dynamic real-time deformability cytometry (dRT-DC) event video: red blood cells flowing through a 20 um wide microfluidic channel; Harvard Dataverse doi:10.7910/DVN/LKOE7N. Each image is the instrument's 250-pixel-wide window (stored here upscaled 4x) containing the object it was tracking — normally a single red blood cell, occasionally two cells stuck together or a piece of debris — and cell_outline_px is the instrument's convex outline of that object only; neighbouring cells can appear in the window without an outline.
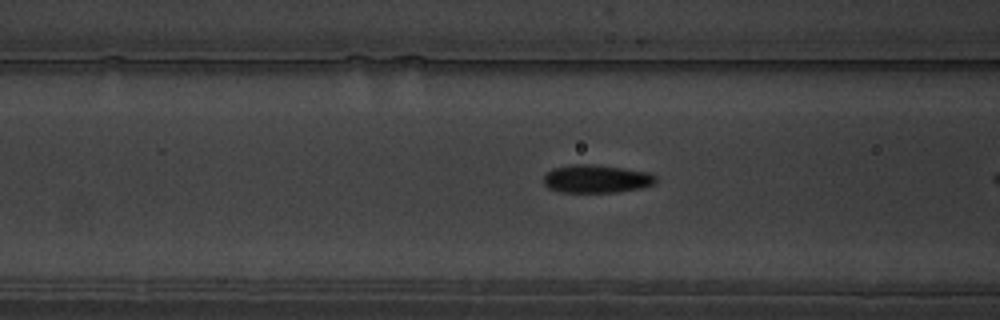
{"species": "common noctule bat (a hibernating species)", "species_latin": "Nyctalus noctula", "temperature_condition": "warm", "stored_images_in_passage": 16, "camera_frame_rate_fps": 3000, "um_per_image_px": 0.085, "animal": {"sex": "male", "body_mass_g": 19.5, "forearm_length_mm": 54.6}, "frame": {"image": 1, "passage_image": 10, "time_ms": 3.0, "image_size_px": [1000, 320], "cell_outline_px": [[656, 184], [644, 188], [616, 192], [560, 192], [548, 188], [544, 184], [544, 176], [552, 168], [572, 164], [592, 164], [648, 172], [656, 176]], "centroid_in_image_um": [50.7, 15.21], "position_along_channel_um": 115.9, "area_um2": 18.44}}